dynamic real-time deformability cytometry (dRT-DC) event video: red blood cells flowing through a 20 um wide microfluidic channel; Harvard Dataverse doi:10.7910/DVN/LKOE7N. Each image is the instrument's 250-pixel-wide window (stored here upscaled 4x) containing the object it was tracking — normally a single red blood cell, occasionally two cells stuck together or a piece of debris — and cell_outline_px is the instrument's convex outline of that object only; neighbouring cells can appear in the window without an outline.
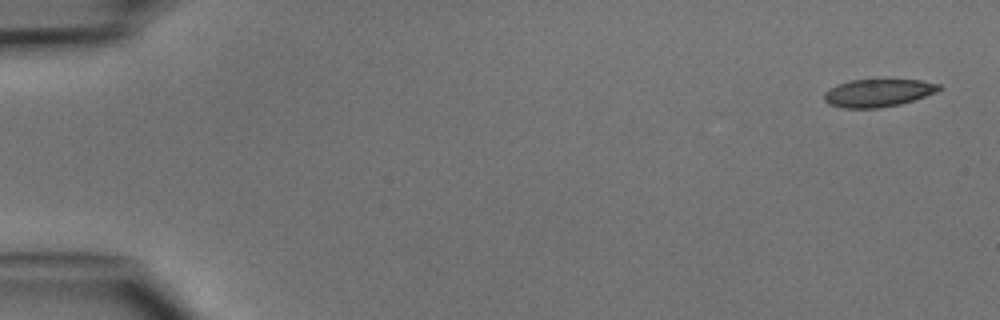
{"species": "common noctule bat (a hibernating species)", "species_latin": "Nyctalus noctula", "temperature_condition": "cold", "stored_images_in_passage": 5, "camera_frame_rate_fps": 3000, "um_per_image_px": 0.085, "animal": {"sex": "male", "body_mass_g": 15.6}, "frame": {"image": 1, "passage_image": 1, "time_ms": 0.0, "image_size_px": [1000, 320], "cell_outline_px": [[944, 88], [936, 92], [900, 104], [876, 108], [844, 108], [828, 104], [824, 100], [824, 92], [828, 88], [852, 80], [920, 80], [940, 84]], "centroid_in_image_um": [74.63, 7.9], "position_along_channel_um": 10.4, "area_um2": 18.44}}